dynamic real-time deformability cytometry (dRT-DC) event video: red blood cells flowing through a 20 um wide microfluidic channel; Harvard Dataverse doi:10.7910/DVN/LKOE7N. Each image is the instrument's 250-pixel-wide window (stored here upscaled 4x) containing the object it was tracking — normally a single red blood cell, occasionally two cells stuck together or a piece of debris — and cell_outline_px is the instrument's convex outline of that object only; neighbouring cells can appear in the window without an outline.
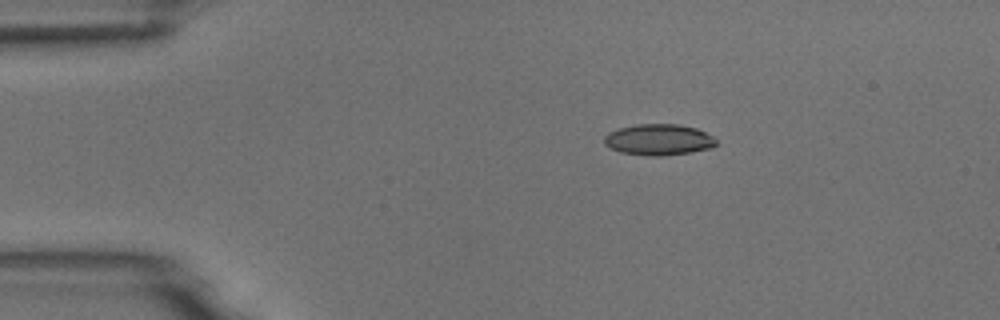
{"species": "common noctule bat (a hibernating species)", "species_latin": "Nyctalus noctula", "temperature_condition": "room temperature", "stored_images_in_passage": 45, "camera_frame_rate_fps": 3000, "um_per_image_px": 0.085, "animal": {"sex": "male", "body_mass_g": 18.8}, "frame": {"image": 1, "passage_image": 1, "time_ms": 0.0, "image_size_px": [1000, 320], "cell_outline_px": [[716, 144], [712, 148], [688, 152], [660, 156], [648, 156], [620, 152], [604, 144], [604, 136], [608, 132], [616, 128], [636, 124], [680, 124], [696, 128], [712, 136], [716, 140]], "centroid_in_image_um": [55.95, 11.86], "position_along_channel_um": 29.0, "area_um2": 20.35}}
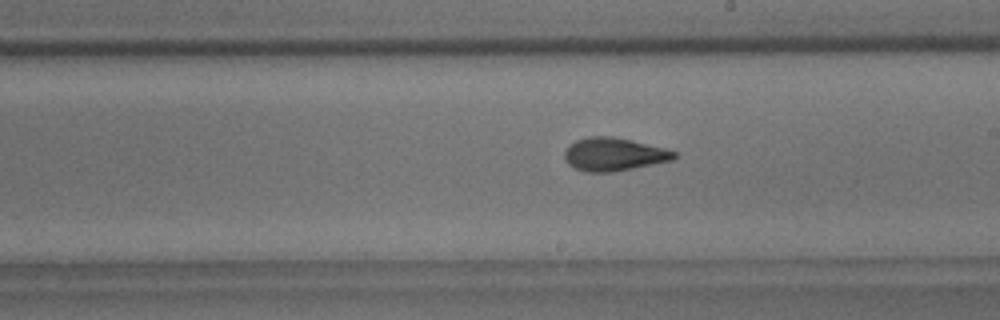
{"frame": {"image": 2, "passage_image": 22, "time_ms": 7.0, "image_size_px": [1000, 320], "cell_outline_px": [[680, 156], [672, 160], [612, 172], [584, 172], [568, 164], [564, 160], [564, 152], [576, 140], [588, 136], [612, 136], [632, 140], [664, 148], [676, 152]], "centroid_in_image_um": [52.18, 13.11], "position_along_channel_um": 236.8, "area_um2": 21.1}}
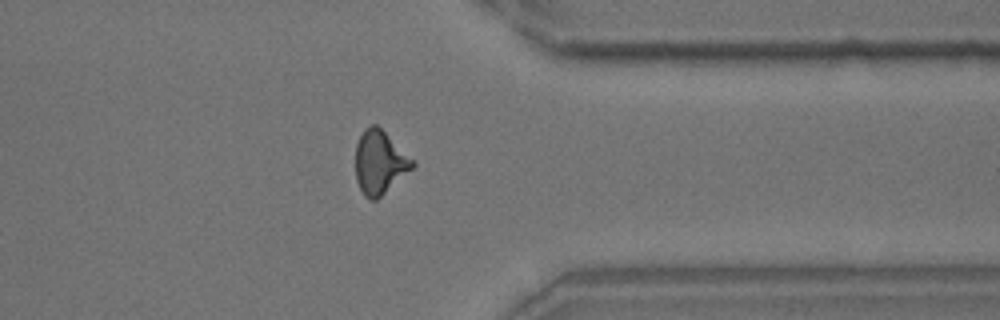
{"frame": {"image": 3, "passage_image": 34, "time_ms": 11.0, "image_size_px": [1000, 320], "cell_outline_px": [[416, 164], [412, 168], [376, 200], [372, 200], [364, 196], [356, 180], [356, 144], [364, 128], [372, 124], [376, 124], [416, 160]], "centroid_in_image_um": [32.28, 13.77], "position_along_channel_um": 379.1, "area_um2": 20.98}, "authors_computed_cell_mechanics": {"area_um2": 20.6346, "velocity_mm_per_s": 3.7383, "shape_relaxation_time_tau1_ms": 7.005, "shape_relaxation_time_tau2_ms": 1.9752, "deformation_change_tau1": 0.1995, "deformation_change_tau2": 0.09}}